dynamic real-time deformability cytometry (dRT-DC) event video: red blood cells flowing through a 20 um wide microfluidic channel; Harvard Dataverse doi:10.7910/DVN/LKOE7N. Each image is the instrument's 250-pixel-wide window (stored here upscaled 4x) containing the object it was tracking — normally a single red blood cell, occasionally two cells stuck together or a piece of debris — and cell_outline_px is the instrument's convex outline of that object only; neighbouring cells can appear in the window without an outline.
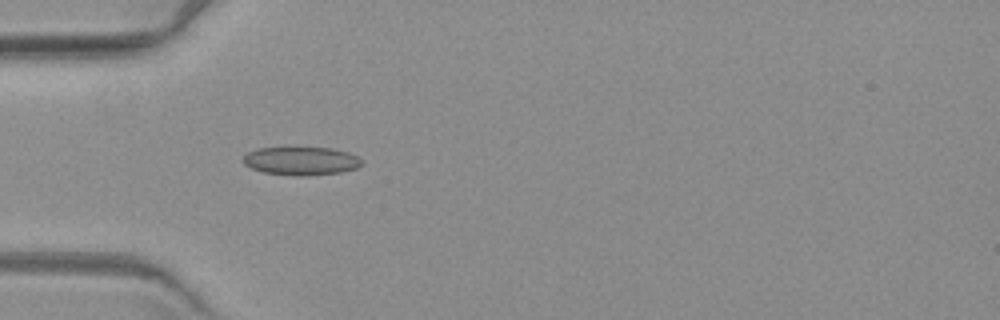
{"species": "common noctule bat (a hibernating species)", "species_latin": "Nyctalus noctula", "temperature_condition": "warm", "stored_images_in_passage": 6, "camera_frame_rate_fps": 3000, "um_per_image_px": 0.085, "animal": {"sex": "female", "body_mass_g": 19.3, "forearm_length_mm": 54.1}, "frame": {"image": 1, "passage_image": 6, "time_ms": 7.0, "image_size_px": [1000, 320], "cell_outline_px": [[364, 164], [356, 168], [340, 172], [308, 176], [296, 176], [264, 172], [252, 168], [244, 164], [240, 160], [248, 152], [256, 148], [332, 148], [348, 152], [356, 156]], "centroid_in_image_um": [25.58, 13.68], "position_along_channel_um": 59.4, "area_um2": 19.54}}